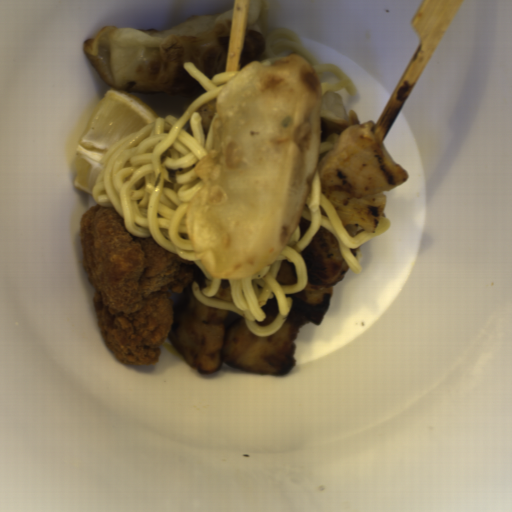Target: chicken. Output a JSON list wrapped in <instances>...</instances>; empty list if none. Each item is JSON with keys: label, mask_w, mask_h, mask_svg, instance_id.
<instances>
[{"label": "chicken", "mask_w": 512, "mask_h": 512, "mask_svg": "<svg viewBox=\"0 0 512 512\" xmlns=\"http://www.w3.org/2000/svg\"><path fill=\"white\" fill-rule=\"evenodd\" d=\"M81 262L98 327L123 365L146 367L161 358L174 322V301L197 267L155 238L127 228L111 206L88 208L79 222Z\"/></svg>", "instance_id": "chicken-1"}]
</instances>
